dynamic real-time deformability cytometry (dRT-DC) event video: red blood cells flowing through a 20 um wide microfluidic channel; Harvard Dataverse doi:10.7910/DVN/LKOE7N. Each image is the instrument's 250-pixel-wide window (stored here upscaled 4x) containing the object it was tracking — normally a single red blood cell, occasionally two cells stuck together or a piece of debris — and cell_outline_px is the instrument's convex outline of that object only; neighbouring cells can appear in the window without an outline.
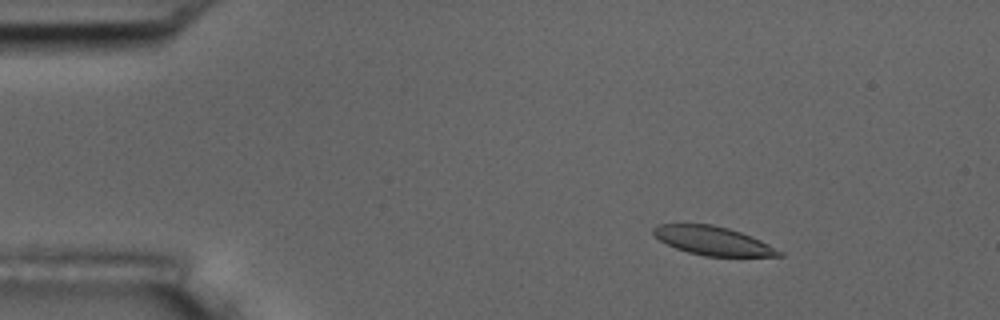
{"species": "common noctule bat (a hibernating species)", "species_latin": "Nyctalus noctula", "temperature_condition": "room temperature", "stored_images_in_passage": 7, "camera_frame_rate_fps": 3000, "um_per_image_px": 0.085, "animal": {"sex": "male", "body_mass_g": 17.5, "forearm_length_mm": 52.3}, "frame": {"image": 1, "passage_image": 2, "time_ms": 1.333, "image_size_px": [1000, 320], "cell_outline_px": [[784, 256], [704, 256], [688, 252], [676, 248], [660, 240], [652, 232], [652, 228], [660, 224], [712, 224], [728, 228], [740, 232], [760, 240], [784, 252]], "centroid_in_image_um": [60.61, 20.47], "position_along_channel_um": 24.4, "area_um2": 20.81}}
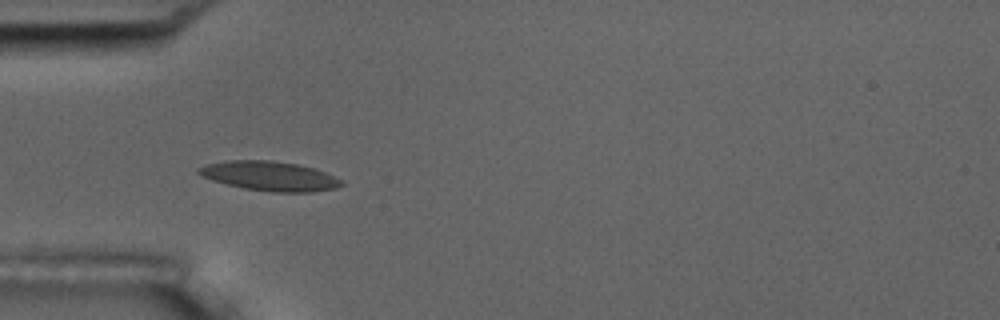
{"frame": {"image": 2, "passage_image": 4, "time_ms": 4.333, "image_size_px": [1000, 320], "cell_outline_px": [[344, 184], [336, 188], [312, 192], [272, 192], [244, 188], [212, 180], [200, 176], [196, 172], [196, 168], [208, 164], [228, 160], [272, 160], [296, 164], [312, 168], [324, 172], [340, 180]], "centroid_in_image_um": [22.87, 14.96], "position_along_channel_um": 62.1, "area_um2": 24.33}}
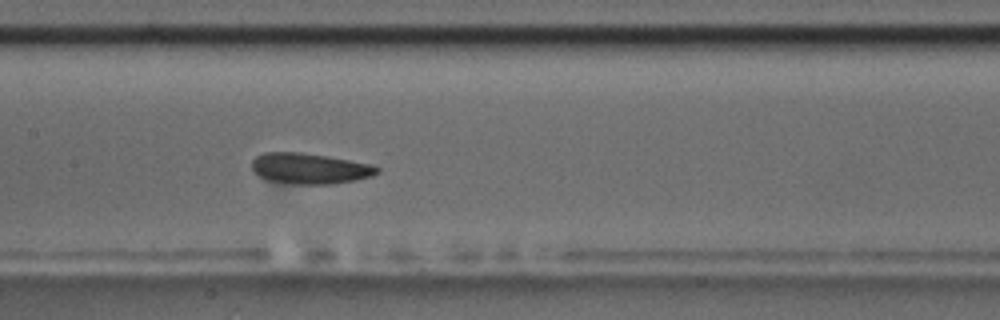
{"frame": {"image": 3, "passage_image": 7, "time_ms": 7.667, "image_size_px": [1000, 320], "cell_outline_px": [[380, 172], [372, 176], [356, 180], [332, 184], [296, 184], [268, 180], [260, 176], [252, 168], [252, 160], [256, 156], [264, 152], [304, 152], [328, 156], [368, 164], [380, 168]], "centroid_in_image_um": [26.33, 14.32], "position_along_channel_um": 181.1, "area_um2": 22.37}}